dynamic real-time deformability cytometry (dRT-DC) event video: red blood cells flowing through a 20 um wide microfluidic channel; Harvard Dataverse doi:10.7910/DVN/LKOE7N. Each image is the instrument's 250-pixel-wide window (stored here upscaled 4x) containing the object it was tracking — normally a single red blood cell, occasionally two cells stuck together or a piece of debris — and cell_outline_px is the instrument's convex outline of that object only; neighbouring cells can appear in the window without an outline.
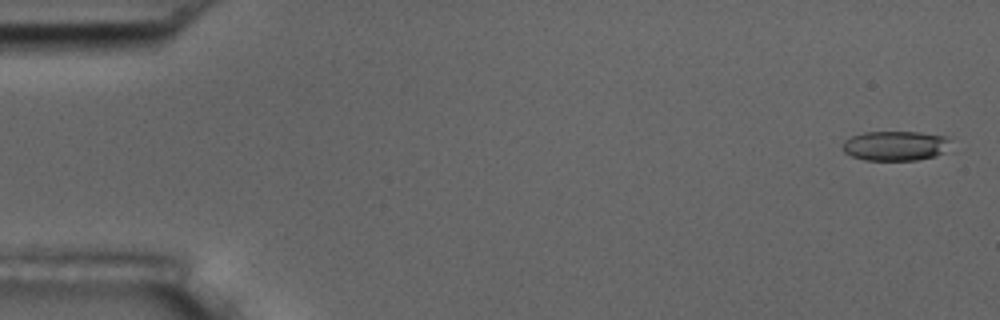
{"species": "common noctule bat (a hibernating species)", "species_latin": "Nyctalus noctula", "temperature_condition": "room temperature", "stored_images_in_passage": 6, "camera_frame_rate_fps": 3000, "um_per_image_px": 0.085, "animal": {"sex": "male", "body_mass_g": 17.5, "forearm_length_mm": 52.3}, "frame": {"image": 1, "passage_image": 1, "time_ms": 0.0, "image_size_px": [1000, 320], "cell_outline_px": [[948, 140], [944, 152], [936, 156], [916, 160], [864, 160], [852, 156], [844, 152], [844, 140], [852, 136], [864, 132], [920, 132], [948, 136]], "centroid_in_image_um": [76.09, 12.39], "position_along_channel_um": 8.9, "area_um2": 18.55}}
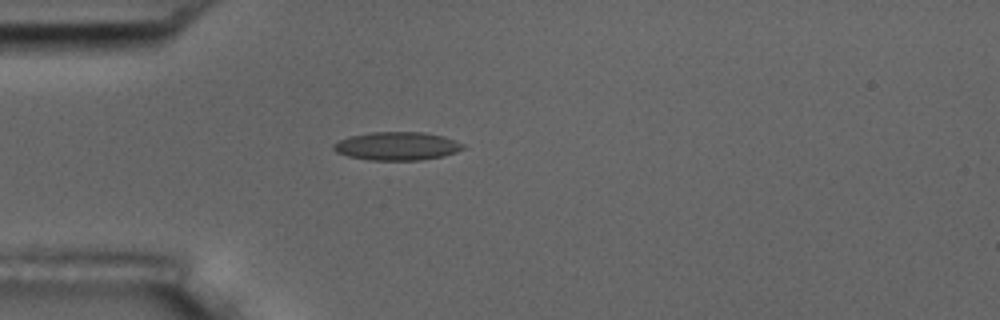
{"frame": {"image": 2, "passage_image": 5, "time_ms": 4.667, "image_size_px": [1000, 320], "cell_outline_px": [[464, 148], [456, 152], [444, 156], [420, 160], [368, 160], [348, 156], [336, 152], [332, 148], [332, 144], [348, 136], [372, 132], [424, 132], [444, 136], [464, 144]], "centroid_in_image_um": [33.73, 12.41], "position_along_channel_um": 51.3, "area_um2": 21.44}}